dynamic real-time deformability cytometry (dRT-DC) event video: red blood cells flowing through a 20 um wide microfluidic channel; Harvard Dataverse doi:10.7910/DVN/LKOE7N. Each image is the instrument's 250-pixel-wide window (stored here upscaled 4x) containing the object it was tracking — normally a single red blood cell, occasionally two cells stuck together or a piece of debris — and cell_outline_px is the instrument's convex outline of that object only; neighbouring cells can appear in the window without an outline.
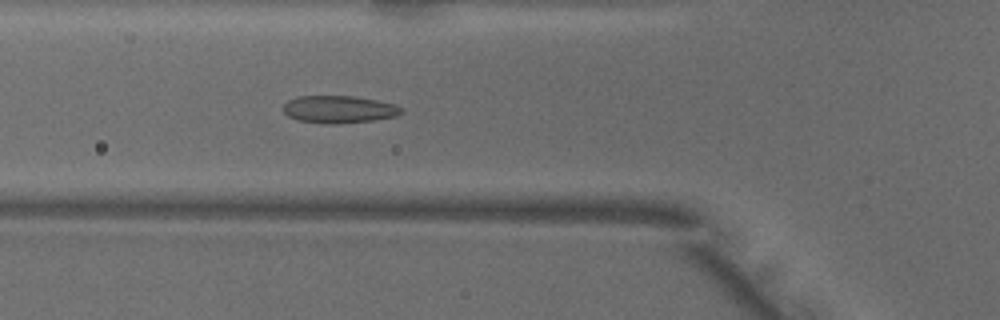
{"species": "common noctule bat (a hibernating species)", "species_latin": "Nyctalus noctula", "temperature_condition": "warm", "stored_images_in_passage": 22, "camera_frame_rate_fps": 3000, "um_per_image_px": 0.085, "animal": {"sex": "male", "body_mass_g": 18.8}, "frame": {"image": 1, "passage_image": 4, "time_ms": 1.0, "image_size_px": [1000, 320], "cell_outline_px": [[404, 112], [396, 116], [372, 120], [340, 124], [328, 124], [296, 120], [288, 116], [284, 112], [284, 104], [288, 100], [296, 96], [352, 96], [376, 100], [396, 104], [404, 108]], "centroid_in_image_um": [28.82, 9.3], "position_along_channel_um": 97.0, "area_um2": 19.02}}
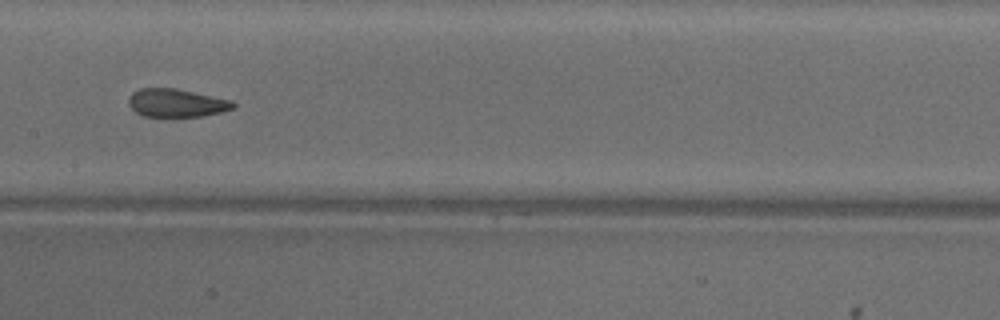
{"frame": {"image": 2, "passage_image": 11, "time_ms": 3.333, "image_size_px": [1000, 320], "cell_outline_px": [[236, 108], [204, 116], [144, 116], [136, 112], [128, 104], [128, 96], [132, 92], [140, 88], [176, 88], [232, 100], [236, 104]], "centroid_in_image_um": [15.0, 8.74], "position_along_channel_um": 192.4, "area_um2": 17.22}}
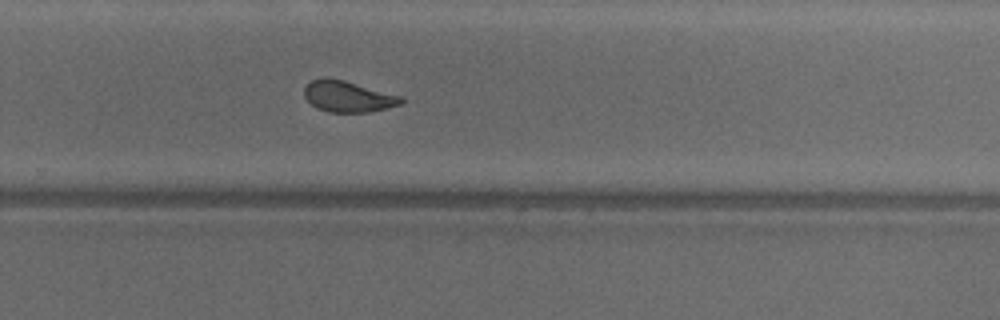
{"frame": {"image": 3, "passage_image": 19, "time_ms": 6.0, "image_size_px": [1000, 320], "cell_outline_px": [[404, 100], [400, 104], [388, 108], [368, 112], [328, 112], [316, 108], [304, 96], [304, 88], [312, 80], [324, 76], [328, 76], [344, 80], [400, 96]], "centroid_in_image_um": [29.54, 8.19], "position_along_channel_um": 300.3, "area_um2": 17.51}, "authors_computed_cell_mechanics": {"area_um2": 17.7446, "velocity_mm_per_s": 4.0563, "shape_relaxation_time_tau1_ms": null, "shape_relaxation_time_tau2_ms": 1.0676, "deformation_change_tau1": null, "deformation_change_tau2": 0.0462}}